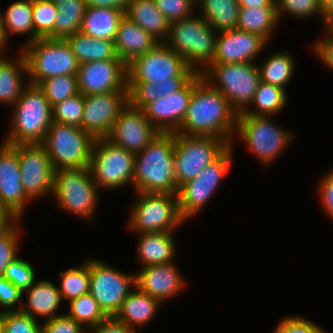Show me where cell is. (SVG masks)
I'll return each instance as SVG.
<instances>
[{
	"instance_id": "1",
	"label": "cell",
	"mask_w": 333,
	"mask_h": 333,
	"mask_svg": "<svg viewBox=\"0 0 333 333\" xmlns=\"http://www.w3.org/2000/svg\"><path fill=\"white\" fill-rule=\"evenodd\" d=\"M237 119L238 112L224 95L212 87L201 73H197L185 118L175 133L219 137L231 146Z\"/></svg>"
},
{
	"instance_id": "2",
	"label": "cell",
	"mask_w": 333,
	"mask_h": 333,
	"mask_svg": "<svg viewBox=\"0 0 333 333\" xmlns=\"http://www.w3.org/2000/svg\"><path fill=\"white\" fill-rule=\"evenodd\" d=\"M174 144L175 132H159L143 151L135 155V192L177 195Z\"/></svg>"
},
{
	"instance_id": "3",
	"label": "cell",
	"mask_w": 333,
	"mask_h": 333,
	"mask_svg": "<svg viewBox=\"0 0 333 333\" xmlns=\"http://www.w3.org/2000/svg\"><path fill=\"white\" fill-rule=\"evenodd\" d=\"M11 107H14L9 120L12 125L3 142L9 145L41 144L53 122L52 106L43 91L29 83Z\"/></svg>"
},
{
	"instance_id": "4",
	"label": "cell",
	"mask_w": 333,
	"mask_h": 333,
	"mask_svg": "<svg viewBox=\"0 0 333 333\" xmlns=\"http://www.w3.org/2000/svg\"><path fill=\"white\" fill-rule=\"evenodd\" d=\"M217 34L204 18L193 15L171 23L165 43L197 73H202L213 60Z\"/></svg>"
},
{
	"instance_id": "5",
	"label": "cell",
	"mask_w": 333,
	"mask_h": 333,
	"mask_svg": "<svg viewBox=\"0 0 333 333\" xmlns=\"http://www.w3.org/2000/svg\"><path fill=\"white\" fill-rule=\"evenodd\" d=\"M19 49L26 58L30 84L38 85L60 75H77L79 63L66 39L38 38Z\"/></svg>"
},
{
	"instance_id": "6",
	"label": "cell",
	"mask_w": 333,
	"mask_h": 333,
	"mask_svg": "<svg viewBox=\"0 0 333 333\" xmlns=\"http://www.w3.org/2000/svg\"><path fill=\"white\" fill-rule=\"evenodd\" d=\"M95 138L81 127L53 121L41 145L54 170L89 168Z\"/></svg>"
},
{
	"instance_id": "7",
	"label": "cell",
	"mask_w": 333,
	"mask_h": 333,
	"mask_svg": "<svg viewBox=\"0 0 333 333\" xmlns=\"http://www.w3.org/2000/svg\"><path fill=\"white\" fill-rule=\"evenodd\" d=\"M201 74L238 113L250 105L261 81L256 63H211Z\"/></svg>"
},
{
	"instance_id": "8",
	"label": "cell",
	"mask_w": 333,
	"mask_h": 333,
	"mask_svg": "<svg viewBox=\"0 0 333 333\" xmlns=\"http://www.w3.org/2000/svg\"><path fill=\"white\" fill-rule=\"evenodd\" d=\"M98 192L89 168L54 170L52 196L59 209L91 221L97 208Z\"/></svg>"
},
{
	"instance_id": "9",
	"label": "cell",
	"mask_w": 333,
	"mask_h": 333,
	"mask_svg": "<svg viewBox=\"0 0 333 333\" xmlns=\"http://www.w3.org/2000/svg\"><path fill=\"white\" fill-rule=\"evenodd\" d=\"M137 200L129 208V228L136 234L173 232L185 220L178 209L176 194L135 192Z\"/></svg>"
},
{
	"instance_id": "10",
	"label": "cell",
	"mask_w": 333,
	"mask_h": 333,
	"mask_svg": "<svg viewBox=\"0 0 333 333\" xmlns=\"http://www.w3.org/2000/svg\"><path fill=\"white\" fill-rule=\"evenodd\" d=\"M230 145L219 137L175 133L174 174L179 188L216 161Z\"/></svg>"
},
{
	"instance_id": "11",
	"label": "cell",
	"mask_w": 333,
	"mask_h": 333,
	"mask_svg": "<svg viewBox=\"0 0 333 333\" xmlns=\"http://www.w3.org/2000/svg\"><path fill=\"white\" fill-rule=\"evenodd\" d=\"M235 135L267 167L293 141V133L275 125L271 116L238 114Z\"/></svg>"
},
{
	"instance_id": "12",
	"label": "cell",
	"mask_w": 333,
	"mask_h": 333,
	"mask_svg": "<svg viewBox=\"0 0 333 333\" xmlns=\"http://www.w3.org/2000/svg\"><path fill=\"white\" fill-rule=\"evenodd\" d=\"M135 154L115 145L107 138L95 139L89 169L101 189H118L133 185Z\"/></svg>"
},
{
	"instance_id": "13",
	"label": "cell",
	"mask_w": 333,
	"mask_h": 333,
	"mask_svg": "<svg viewBox=\"0 0 333 333\" xmlns=\"http://www.w3.org/2000/svg\"><path fill=\"white\" fill-rule=\"evenodd\" d=\"M196 74L183 57L165 42H158L127 64V82H171L173 77Z\"/></svg>"
},
{
	"instance_id": "14",
	"label": "cell",
	"mask_w": 333,
	"mask_h": 333,
	"mask_svg": "<svg viewBox=\"0 0 333 333\" xmlns=\"http://www.w3.org/2000/svg\"><path fill=\"white\" fill-rule=\"evenodd\" d=\"M233 145H231L216 161L202 170L196 178L189 180L178 188V209L186 221L202 210L214 195L231 167ZM203 207V208H202Z\"/></svg>"
},
{
	"instance_id": "15",
	"label": "cell",
	"mask_w": 333,
	"mask_h": 333,
	"mask_svg": "<svg viewBox=\"0 0 333 333\" xmlns=\"http://www.w3.org/2000/svg\"><path fill=\"white\" fill-rule=\"evenodd\" d=\"M89 266V293L108 317H114L131 292L132 286H136L135 273H124L96 258H89Z\"/></svg>"
},
{
	"instance_id": "16",
	"label": "cell",
	"mask_w": 333,
	"mask_h": 333,
	"mask_svg": "<svg viewBox=\"0 0 333 333\" xmlns=\"http://www.w3.org/2000/svg\"><path fill=\"white\" fill-rule=\"evenodd\" d=\"M18 152L21 182L32 201L53 194L54 168L41 144L12 145ZM51 193V194H50Z\"/></svg>"
},
{
	"instance_id": "17",
	"label": "cell",
	"mask_w": 333,
	"mask_h": 333,
	"mask_svg": "<svg viewBox=\"0 0 333 333\" xmlns=\"http://www.w3.org/2000/svg\"><path fill=\"white\" fill-rule=\"evenodd\" d=\"M128 102V90L84 96L81 128L95 139L106 138Z\"/></svg>"
},
{
	"instance_id": "18",
	"label": "cell",
	"mask_w": 333,
	"mask_h": 333,
	"mask_svg": "<svg viewBox=\"0 0 333 333\" xmlns=\"http://www.w3.org/2000/svg\"><path fill=\"white\" fill-rule=\"evenodd\" d=\"M158 133L159 131L146 117L144 110L128 102L106 138L136 155L143 151Z\"/></svg>"
},
{
	"instance_id": "19",
	"label": "cell",
	"mask_w": 333,
	"mask_h": 333,
	"mask_svg": "<svg viewBox=\"0 0 333 333\" xmlns=\"http://www.w3.org/2000/svg\"><path fill=\"white\" fill-rule=\"evenodd\" d=\"M77 81L83 96L128 90L127 65L119 57L79 64Z\"/></svg>"
},
{
	"instance_id": "20",
	"label": "cell",
	"mask_w": 333,
	"mask_h": 333,
	"mask_svg": "<svg viewBox=\"0 0 333 333\" xmlns=\"http://www.w3.org/2000/svg\"><path fill=\"white\" fill-rule=\"evenodd\" d=\"M30 201L21 182L18 152L12 145L3 142L0 145V206L20 220Z\"/></svg>"
},
{
	"instance_id": "21",
	"label": "cell",
	"mask_w": 333,
	"mask_h": 333,
	"mask_svg": "<svg viewBox=\"0 0 333 333\" xmlns=\"http://www.w3.org/2000/svg\"><path fill=\"white\" fill-rule=\"evenodd\" d=\"M266 44L269 43L255 33L239 29L219 32L211 63H255L254 58L263 51Z\"/></svg>"
},
{
	"instance_id": "22",
	"label": "cell",
	"mask_w": 333,
	"mask_h": 333,
	"mask_svg": "<svg viewBox=\"0 0 333 333\" xmlns=\"http://www.w3.org/2000/svg\"><path fill=\"white\" fill-rule=\"evenodd\" d=\"M194 89V77L179 91L163 96L143 110L148 120L159 132H176L187 112Z\"/></svg>"
},
{
	"instance_id": "23",
	"label": "cell",
	"mask_w": 333,
	"mask_h": 333,
	"mask_svg": "<svg viewBox=\"0 0 333 333\" xmlns=\"http://www.w3.org/2000/svg\"><path fill=\"white\" fill-rule=\"evenodd\" d=\"M175 264L171 262L143 267L135 273L136 287L161 303L177 296L186 284Z\"/></svg>"
},
{
	"instance_id": "24",
	"label": "cell",
	"mask_w": 333,
	"mask_h": 333,
	"mask_svg": "<svg viewBox=\"0 0 333 333\" xmlns=\"http://www.w3.org/2000/svg\"><path fill=\"white\" fill-rule=\"evenodd\" d=\"M157 43L155 38L127 17L124 16L119 22L114 46L117 56L126 65L138 55L145 54Z\"/></svg>"
},
{
	"instance_id": "25",
	"label": "cell",
	"mask_w": 333,
	"mask_h": 333,
	"mask_svg": "<svg viewBox=\"0 0 333 333\" xmlns=\"http://www.w3.org/2000/svg\"><path fill=\"white\" fill-rule=\"evenodd\" d=\"M27 294L21 311L34 318H54L59 316L62 298L58 286L48 280H38L23 294Z\"/></svg>"
},
{
	"instance_id": "26",
	"label": "cell",
	"mask_w": 333,
	"mask_h": 333,
	"mask_svg": "<svg viewBox=\"0 0 333 333\" xmlns=\"http://www.w3.org/2000/svg\"><path fill=\"white\" fill-rule=\"evenodd\" d=\"M161 302L156 298L140 291L136 286L134 291L128 294L126 299L114 318L122 323H125L134 331L137 327L148 325L155 317L157 310H159Z\"/></svg>"
},
{
	"instance_id": "27",
	"label": "cell",
	"mask_w": 333,
	"mask_h": 333,
	"mask_svg": "<svg viewBox=\"0 0 333 333\" xmlns=\"http://www.w3.org/2000/svg\"><path fill=\"white\" fill-rule=\"evenodd\" d=\"M124 16L142 27L158 42H165L170 23L156 7L154 0H129Z\"/></svg>"
},
{
	"instance_id": "28",
	"label": "cell",
	"mask_w": 333,
	"mask_h": 333,
	"mask_svg": "<svg viewBox=\"0 0 333 333\" xmlns=\"http://www.w3.org/2000/svg\"><path fill=\"white\" fill-rule=\"evenodd\" d=\"M18 51L14 60L6 55L0 58V102L12 106L29 84L28 81L24 83L22 78V74L28 75L26 58L20 49Z\"/></svg>"
},
{
	"instance_id": "29",
	"label": "cell",
	"mask_w": 333,
	"mask_h": 333,
	"mask_svg": "<svg viewBox=\"0 0 333 333\" xmlns=\"http://www.w3.org/2000/svg\"><path fill=\"white\" fill-rule=\"evenodd\" d=\"M138 259L142 267L174 262L176 244L172 232L137 234Z\"/></svg>"
},
{
	"instance_id": "30",
	"label": "cell",
	"mask_w": 333,
	"mask_h": 333,
	"mask_svg": "<svg viewBox=\"0 0 333 333\" xmlns=\"http://www.w3.org/2000/svg\"><path fill=\"white\" fill-rule=\"evenodd\" d=\"M193 77H173L171 82H127L128 101L143 110L151 102L181 90Z\"/></svg>"
},
{
	"instance_id": "31",
	"label": "cell",
	"mask_w": 333,
	"mask_h": 333,
	"mask_svg": "<svg viewBox=\"0 0 333 333\" xmlns=\"http://www.w3.org/2000/svg\"><path fill=\"white\" fill-rule=\"evenodd\" d=\"M3 45L7 47L8 37L27 35L25 44L34 41L33 0H18L12 2L2 14ZM10 34V35H9Z\"/></svg>"
},
{
	"instance_id": "32",
	"label": "cell",
	"mask_w": 333,
	"mask_h": 333,
	"mask_svg": "<svg viewBox=\"0 0 333 333\" xmlns=\"http://www.w3.org/2000/svg\"><path fill=\"white\" fill-rule=\"evenodd\" d=\"M124 12L111 8L87 7L80 32L97 39L114 41Z\"/></svg>"
},
{
	"instance_id": "33",
	"label": "cell",
	"mask_w": 333,
	"mask_h": 333,
	"mask_svg": "<svg viewBox=\"0 0 333 333\" xmlns=\"http://www.w3.org/2000/svg\"><path fill=\"white\" fill-rule=\"evenodd\" d=\"M198 15L219 32L237 29L239 17L238 0H196Z\"/></svg>"
},
{
	"instance_id": "34",
	"label": "cell",
	"mask_w": 333,
	"mask_h": 333,
	"mask_svg": "<svg viewBox=\"0 0 333 333\" xmlns=\"http://www.w3.org/2000/svg\"><path fill=\"white\" fill-rule=\"evenodd\" d=\"M66 41L79 64L115 60L118 57L112 40L93 38L79 31L67 37Z\"/></svg>"
},
{
	"instance_id": "35",
	"label": "cell",
	"mask_w": 333,
	"mask_h": 333,
	"mask_svg": "<svg viewBox=\"0 0 333 333\" xmlns=\"http://www.w3.org/2000/svg\"><path fill=\"white\" fill-rule=\"evenodd\" d=\"M278 22L280 20L274 0L266 7L239 8L237 29L255 33L269 43Z\"/></svg>"
},
{
	"instance_id": "36",
	"label": "cell",
	"mask_w": 333,
	"mask_h": 333,
	"mask_svg": "<svg viewBox=\"0 0 333 333\" xmlns=\"http://www.w3.org/2000/svg\"><path fill=\"white\" fill-rule=\"evenodd\" d=\"M53 2L58 8L54 23V39H66L79 32L87 9L85 0H53Z\"/></svg>"
},
{
	"instance_id": "37",
	"label": "cell",
	"mask_w": 333,
	"mask_h": 333,
	"mask_svg": "<svg viewBox=\"0 0 333 333\" xmlns=\"http://www.w3.org/2000/svg\"><path fill=\"white\" fill-rule=\"evenodd\" d=\"M287 98L285 89L260 81L252 102L243 112L238 114L275 116V114L279 113L287 105ZM253 105L255 110L252 107L249 108Z\"/></svg>"
},
{
	"instance_id": "38",
	"label": "cell",
	"mask_w": 333,
	"mask_h": 333,
	"mask_svg": "<svg viewBox=\"0 0 333 333\" xmlns=\"http://www.w3.org/2000/svg\"><path fill=\"white\" fill-rule=\"evenodd\" d=\"M295 60L288 52L279 51L258 64L261 81L286 89L285 86L295 73Z\"/></svg>"
},
{
	"instance_id": "39",
	"label": "cell",
	"mask_w": 333,
	"mask_h": 333,
	"mask_svg": "<svg viewBox=\"0 0 333 333\" xmlns=\"http://www.w3.org/2000/svg\"><path fill=\"white\" fill-rule=\"evenodd\" d=\"M58 286L62 301L76 299L90 291L89 259L83 261L81 266L73 267L59 273Z\"/></svg>"
},
{
	"instance_id": "40",
	"label": "cell",
	"mask_w": 333,
	"mask_h": 333,
	"mask_svg": "<svg viewBox=\"0 0 333 333\" xmlns=\"http://www.w3.org/2000/svg\"><path fill=\"white\" fill-rule=\"evenodd\" d=\"M69 307L70 311L66 314L81 324L86 330L87 328L96 327L108 318L90 293L71 300Z\"/></svg>"
},
{
	"instance_id": "41",
	"label": "cell",
	"mask_w": 333,
	"mask_h": 333,
	"mask_svg": "<svg viewBox=\"0 0 333 333\" xmlns=\"http://www.w3.org/2000/svg\"><path fill=\"white\" fill-rule=\"evenodd\" d=\"M37 86L51 106L79 94L77 75L51 77L42 80Z\"/></svg>"
},
{
	"instance_id": "42",
	"label": "cell",
	"mask_w": 333,
	"mask_h": 333,
	"mask_svg": "<svg viewBox=\"0 0 333 333\" xmlns=\"http://www.w3.org/2000/svg\"><path fill=\"white\" fill-rule=\"evenodd\" d=\"M58 8L53 1L33 0L34 41L38 38L54 39V23Z\"/></svg>"
},
{
	"instance_id": "43",
	"label": "cell",
	"mask_w": 333,
	"mask_h": 333,
	"mask_svg": "<svg viewBox=\"0 0 333 333\" xmlns=\"http://www.w3.org/2000/svg\"><path fill=\"white\" fill-rule=\"evenodd\" d=\"M84 96L79 93L52 106L53 121L81 127Z\"/></svg>"
},
{
	"instance_id": "44",
	"label": "cell",
	"mask_w": 333,
	"mask_h": 333,
	"mask_svg": "<svg viewBox=\"0 0 333 333\" xmlns=\"http://www.w3.org/2000/svg\"><path fill=\"white\" fill-rule=\"evenodd\" d=\"M278 18H282L283 15L288 13L290 16H294L298 19H305L319 15V19L325 24L327 22L322 17V10L320 6V0H275ZM285 13V14H283Z\"/></svg>"
},
{
	"instance_id": "45",
	"label": "cell",
	"mask_w": 333,
	"mask_h": 333,
	"mask_svg": "<svg viewBox=\"0 0 333 333\" xmlns=\"http://www.w3.org/2000/svg\"><path fill=\"white\" fill-rule=\"evenodd\" d=\"M34 270L32 263L17 257L6 267L3 276L24 293L36 282Z\"/></svg>"
},
{
	"instance_id": "46",
	"label": "cell",
	"mask_w": 333,
	"mask_h": 333,
	"mask_svg": "<svg viewBox=\"0 0 333 333\" xmlns=\"http://www.w3.org/2000/svg\"><path fill=\"white\" fill-rule=\"evenodd\" d=\"M37 319L22 311L4 312L3 333H42Z\"/></svg>"
},
{
	"instance_id": "47",
	"label": "cell",
	"mask_w": 333,
	"mask_h": 333,
	"mask_svg": "<svg viewBox=\"0 0 333 333\" xmlns=\"http://www.w3.org/2000/svg\"><path fill=\"white\" fill-rule=\"evenodd\" d=\"M154 2L170 24L195 15L193 11H196L197 7L196 0H154Z\"/></svg>"
},
{
	"instance_id": "48",
	"label": "cell",
	"mask_w": 333,
	"mask_h": 333,
	"mask_svg": "<svg viewBox=\"0 0 333 333\" xmlns=\"http://www.w3.org/2000/svg\"><path fill=\"white\" fill-rule=\"evenodd\" d=\"M19 223L17 222L7 233L0 237V277L4 275L6 267L18 257Z\"/></svg>"
},
{
	"instance_id": "49",
	"label": "cell",
	"mask_w": 333,
	"mask_h": 333,
	"mask_svg": "<svg viewBox=\"0 0 333 333\" xmlns=\"http://www.w3.org/2000/svg\"><path fill=\"white\" fill-rule=\"evenodd\" d=\"M273 333H327V331L301 315H291L282 318Z\"/></svg>"
},
{
	"instance_id": "50",
	"label": "cell",
	"mask_w": 333,
	"mask_h": 333,
	"mask_svg": "<svg viewBox=\"0 0 333 333\" xmlns=\"http://www.w3.org/2000/svg\"><path fill=\"white\" fill-rule=\"evenodd\" d=\"M23 297L24 294L19 288L4 276L0 277V307H3L2 311H21Z\"/></svg>"
},
{
	"instance_id": "51",
	"label": "cell",
	"mask_w": 333,
	"mask_h": 333,
	"mask_svg": "<svg viewBox=\"0 0 333 333\" xmlns=\"http://www.w3.org/2000/svg\"><path fill=\"white\" fill-rule=\"evenodd\" d=\"M41 325L42 333H86V328L67 314L46 319Z\"/></svg>"
},
{
	"instance_id": "52",
	"label": "cell",
	"mask_w": 333,
	"mask_h": 333,
	"mask_svg": "<svg viewBox=\"0 0 333 333\" xmlns=\"http://www.w3.org/2000/svg\"><path fill=\"white\" fill-rule=\"evenodd\" d=\"M318 183L317 192L323 209L333 219V168Z\"/></svg>"
},
{
	"instance_id": "53",
	"label": "cell",
	"mask_w": 333,
	"mask_h": 333,
	"mask_svg": "<svg viewBox=\"0 0 333 333\" xmlns=\"http://www.w3.org/2000/svg\"><path fill=\"white\" fill-rule=\"evenodd\" d=\"M324 30L326 31L325 38L322 37L323 39L315 41L316 44L312 45V49L314 50L313 53L333 70V34L326 28Z\"/></svg>"
},
{
	"instance_id": "54",
	"label": "cell",
	"mask_w": 333,
	"mask_h": 333,
	"mask_svg": "<svg viewBox=\"0 0 333 333\" xmlns=\"http://www.w3.org/2000/svg\"><path fill=\"white\" fill-rule=\"evenodd\" d=\"M137 333L125 323L116 320L114 317H108L96 327L90 328L86 333ZM92 331V332H91Z\"/></svg>"
},
{
	"instance_id": "55",
	"label": "cell",
	"mask_w": 333,
	"mask_h": 333,
	"mask_svg": "<svg viewBox=\"0 0 333 333\" xmlns=\"http://www.w3.org/2000/svg\"><path fill=\"white\" fill-rule=\"evenodd\" d=\"M87 7L111 8L125 13L129 0H85Z\"/></svg>"
},
{
	"instance_id": "56",
	"label": "cell",
	"mask_w": 333,
	"mask_h": 333,
	"mask_svg": "<svg viewBox=\"0 0 333 333\" xmlns=\"http://www.w3.org/2000/svg\"><path fill=\"white\" fill-rule=\"evenodd\" d=\"M17 222H21L11 211L0 206V237L7 233Z\"/></svg>"
},
{
	"instance_id": "57",
	"label": "cell",
	"mask_w": 333,
	"mask_h": 333,
	"mask_svg": "<svg viewBox=\"0 0 333 333\" xmlns=\"http://www.w3.org/2000/svg\"><path fill=\"white\" fill-rule=\"evenodd\" d=\"M274 0H238L240 8L266 7Z\"/></svg>"
},
{
	"instance_id": "58",
	"label": "cell",
	"mask_w": 333,
	"mask_h": 333,
	"mask_svg": "<svg viewBox=\"0 0 333 333\" xmlns=\"http://www.w3.org/2000/svg\"><path fill=\"white\" fill-rule=\"evenodd\" d=\"M322 17L326 22L333 18V0H320Z\"/></svg>"
},
{
	"instance_id": "59",
	"label": "cell",
	"mask_w": 333,
	"mask_h": 333,
	"mask_svg": "<svg viewBox=\"0 0 333 333\" xmlns=\"http://www.w3.org/2000/svg\"><path fill=\"white\" fill-rule=\"evenodd\" d=\"M4 311L0 310V333H3Z\"/></svg>"
},
{
	"instance_id": "60",
	"label": "cell",
	"mask_w": 333,
	"mask_h": 333,
	"mask_svg": "<svg viewBox=\"0 0 333 333\" xmlns=\"http://www.w3.org/2000/svg\"><path fill=\"white\" fill-rule=\"evenodd\" d=\"M2 11H0V42L3 44Z\"/></svg>"
},
{
	"instance_id": "61",
	"label": "cell",
	"mask_w": 333,
	"mask_h": 333,
	"mask_svg": "<svg viewBox=\"0 0 333 333\" xmlns=\"http://www.w3.org/2000/svg\"><path fill=\"white\" fill-rule=\"evenodd\" d=\"M326 29L333 34V18L327 22Z\"/></svg>"
},
{
	"instance_id": "62",
	"label": "cell",
	"mask_w": 333,
	"mask_h": 333,
	"mask_svg": "<svg viewBox=\"0 0 333 333\" xmlns=\"http://www.w3.org/2000/svg\"><path fill=\"white\" fill-rule=\"evenodd\" d=\"M5 46L0 42V58L4 55Z\"/></svg>"
}]
</instances>
